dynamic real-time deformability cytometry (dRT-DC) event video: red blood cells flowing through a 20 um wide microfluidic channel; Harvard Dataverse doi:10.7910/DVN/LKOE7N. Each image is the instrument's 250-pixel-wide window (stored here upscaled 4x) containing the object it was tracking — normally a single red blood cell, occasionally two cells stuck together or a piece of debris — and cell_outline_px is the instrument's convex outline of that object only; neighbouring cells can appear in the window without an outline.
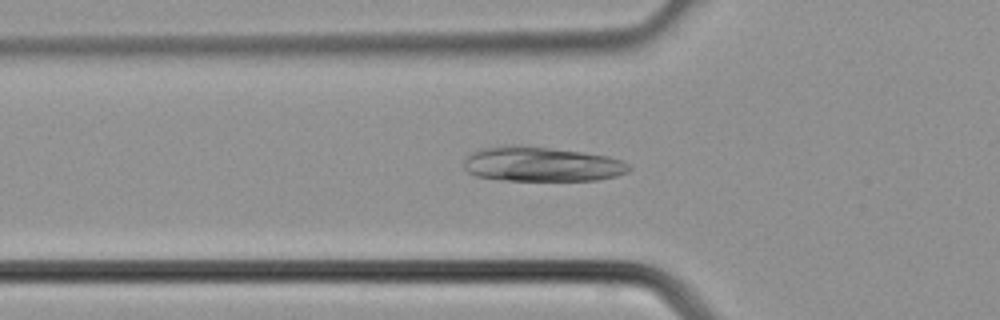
{"species": "common noctule bat (a hibernating species)", "species_latin": "Nyctalus noctula", "temperature_condition": "cold", "stored_images_in_passage": 29, "camera_frame_rate_fps": 3000, "um_per_image_px": 0.085, "animal": {"sex": "male", "body_mass_g": 21.5, "forearm_length_mm": 52.0}, "frame": {"image": 1, "passage_image": 4, "time_ms": 1.0, "image_size_px": [1000, 320], "cell_outline_px": [[632, 168], [628, 172], [616, 176], [596, 180], [504, 180], [476, 176], [468, 172], [464, 168], [464, 160], [472, 152], [480, 148], [508, 144], [520, 144], [580, 152], [608, 156], [620, 160], [628, 164]], "centroid_in_image_um": [46.0, 13.94], "position_along_channel_um": 79.8, "area_um2": 33.47}}
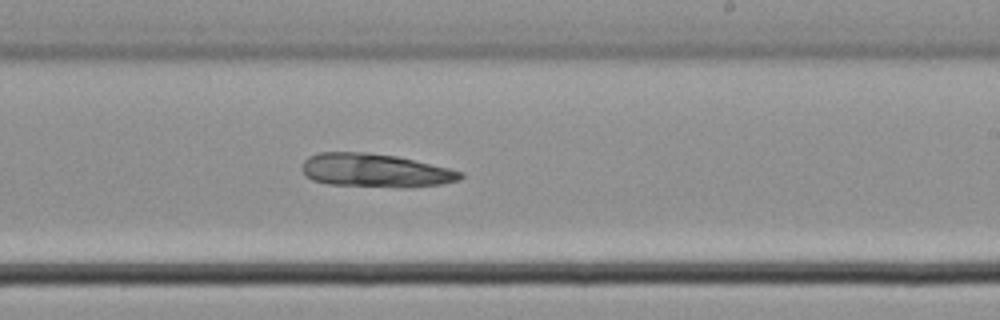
{"frame": {"image": 2, "passage_image": 14, "time_ms": 4.333, "image_size_px": [1000, 320], "cell_outline_px": [[464, 176], [460, 180], [440, 184], [408, 188], [404, 188], [328, 184], [312, 180], [304, 176], [300, 168], [304, 160], [308, 156], [320, 152], [364, 152], [396, 156], [448, 168], [464, 172]], "centroid_in_image_um": [31.86, 14.5], "position_along_channel_um": 257.1, "area_um2": 31.21}}
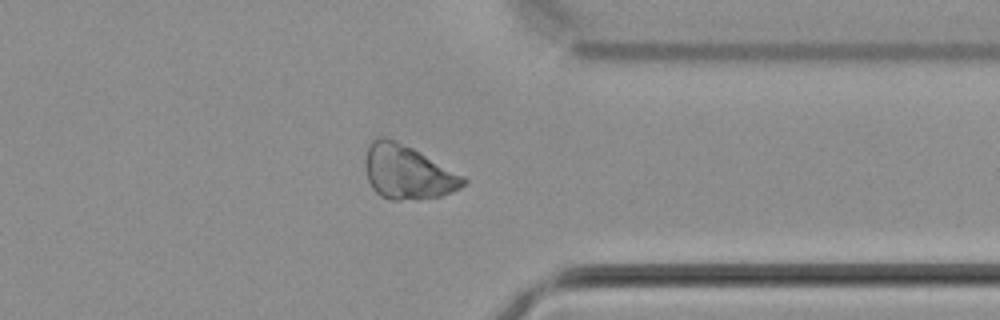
{"frame": {"image": 3, "passage_image": 21, "time_ms": 6.667, "image_size_px": [1000, 320], "cell_outline_px": [[468, 180], [460, 188], [452, 192], [440, 196], [416, 200], [392, 200], [380, 196], [372, 188], [368, 180], [364, 168], [364, 156], [368, 144], [376, 136], [388, 136], [420, 152], [464, 176]], "centroid_in_image_um": [34.59, 14.62], "position_along_channel_um": 376.8, "area_um2": 31.27}}